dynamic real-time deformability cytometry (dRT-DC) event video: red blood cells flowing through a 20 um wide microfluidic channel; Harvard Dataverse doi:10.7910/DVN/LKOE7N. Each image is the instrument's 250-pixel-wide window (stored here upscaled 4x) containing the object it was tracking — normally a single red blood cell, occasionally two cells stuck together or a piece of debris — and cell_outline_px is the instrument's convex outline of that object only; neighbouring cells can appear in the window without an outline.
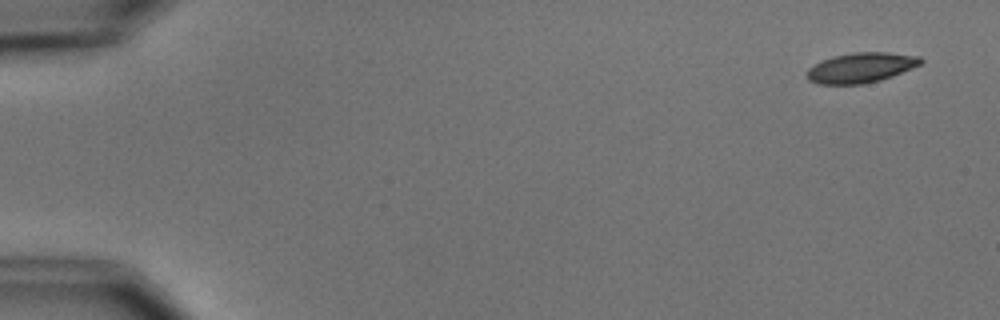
{"species": "common noctule bat (a hibernating species)", "species_latin": "Nyctalus noctula", "temperature_condition": "cold", "stored_images_in_passage": 5, "camera_frame_rate_fps": 3000, "um_per_image_px": 0.085, "animal": {"sex": "male", "body_mass_g": 15.6}, "frame": {"image": 1, "passage_image": 1, "time_ms": 0.0, "image_size_px": [1000, 320], "cell_outline_px": [[924, 60], [920, 64], [892, 76], [880, 80], [860, 84], [820, 84], [808, 80], [808, 68], [832, 56], [856, 52], [888, 52], [920, 56]], "centroid_in_image_um": [73.2, 5.74], "position_along_channel_um": 11.8, "area_um2": 19.65}}
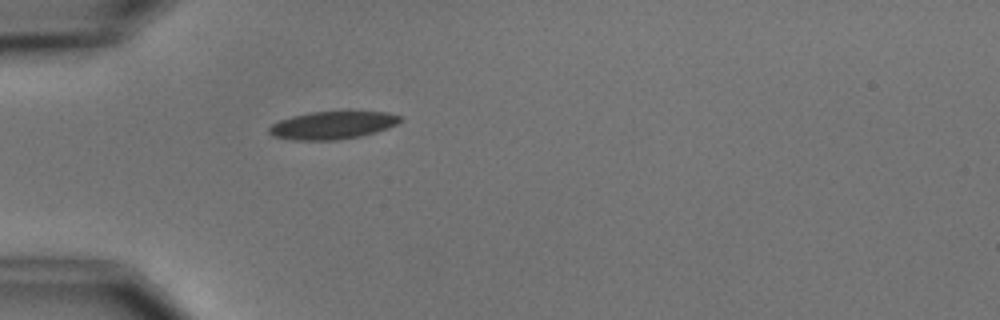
{"frame": {"image": 2, "passage_image": 5, "time_ms": 4.667, "image_size_px": [1000, 320], "cell_outline_px": [[404, 120], [396, 124], [376, 132], [360, 136], [336, 140], [292, 140], [272, 136], [268, 132], [268, 128], [272, 124], [280, 120], [292, 116], [308, 112], [348, 108], [388, 112], [400, 116]], "centroid_in_image_um": [28.31, 10.58], "position_along_channel_um": 56.7, "area_um2": 22.31}}